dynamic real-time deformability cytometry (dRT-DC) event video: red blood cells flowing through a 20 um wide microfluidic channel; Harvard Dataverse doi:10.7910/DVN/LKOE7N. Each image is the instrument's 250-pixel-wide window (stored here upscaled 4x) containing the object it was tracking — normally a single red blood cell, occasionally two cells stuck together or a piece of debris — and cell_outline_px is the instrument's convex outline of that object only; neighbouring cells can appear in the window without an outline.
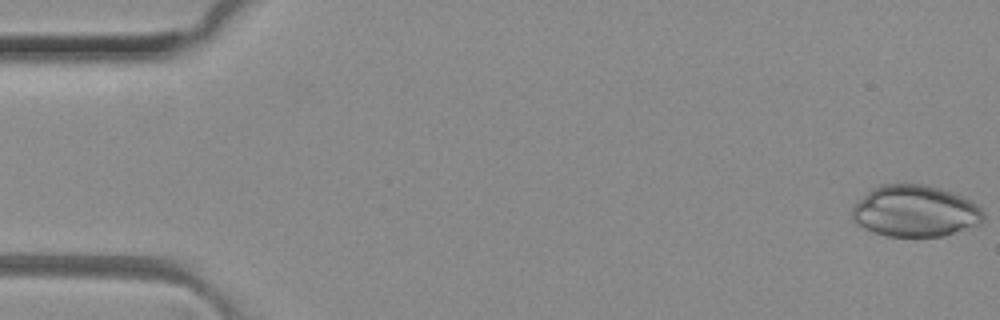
{"species": "common noctule bat (a hibernating species)", "species_latin": "Nyctalus noctula", "temperature_condition": "room temperature", "stored_images_in_passage": 6, "camera_frame_rate_fps": 3000, "um_per_image_px": 0.085, "animal": {"sex": "female", "body_mass_g": 29.2, "forearm_length_mm": 56.3}, "frame": {"image": 1, "passage_image": 1, "time_ms": 0.0, "image_size_px": [1000, 320], "cell_outline_px": [[984, 220], [980, 224], [940, 236], [888, 236], [864, 228], [852, 220], [852, 208], [872, 188], [880, 184], [924, 184], [940, 188], [960, 196], [976, 204], [984, 212]], "centroid_in_image_um": [77.78, 17.94], "position_along_channel_um": 7.2, "area_um2": 38.96}}